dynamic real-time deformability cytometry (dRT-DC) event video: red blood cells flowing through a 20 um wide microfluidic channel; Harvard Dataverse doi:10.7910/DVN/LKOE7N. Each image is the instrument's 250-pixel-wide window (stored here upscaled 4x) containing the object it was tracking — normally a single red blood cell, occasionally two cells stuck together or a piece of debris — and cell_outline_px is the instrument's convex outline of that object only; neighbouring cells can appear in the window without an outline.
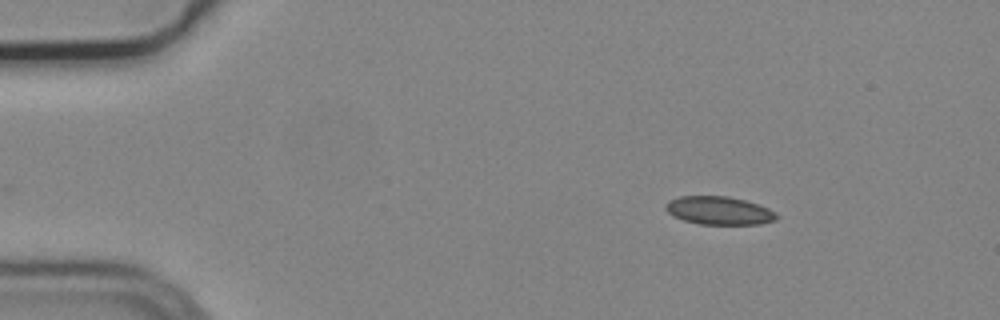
{"species": "common noctule bat (a hibernating species)", "species_latin": "Nyctalus noctula", "temperature_condition": "cold", "stored_images_in_passage": 2, "camera_frame_rate_fps": 3000, "um_per_image_px": 0.085, "animal": {"sex": "male", "body_mass_g": 19.2, "forearm_length_mm": 51.8}, "frame": {"image": 1, "passage_image": 2, "time_ms": 0.333, "image_size_px": [1000, 320], "cell_outline_px": [[780, 216], [776, 220], [760, 224], [700, 224], [684, 220], [672, 216], [664, 208], [664, 204], [668, 200], [680, 196], [728, 196], [760, 204], [776, 212]], "centroid_in_image_um": [61.12, 17.89], "position_along_channel_um": 23.9, "area_um2": 18.44}}